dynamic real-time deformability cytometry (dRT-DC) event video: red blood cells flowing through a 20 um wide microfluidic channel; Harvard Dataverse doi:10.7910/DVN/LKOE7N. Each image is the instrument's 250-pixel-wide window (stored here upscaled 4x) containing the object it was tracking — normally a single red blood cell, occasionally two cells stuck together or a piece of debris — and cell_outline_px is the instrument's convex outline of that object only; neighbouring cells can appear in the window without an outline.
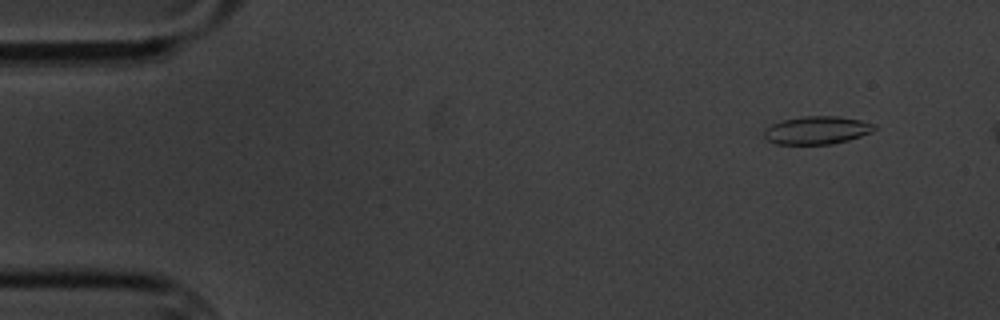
{"species": "common noctule bat (a hibernating species)", "species_latin": "Nyctalus noctula", "temperature_condition": "cold", "stored_images_in_passage": 8, "camera_frame_rate_fps": 3000, "um_per_image_px": 0.085, "animal": {"sex": "male", "body_mass_g": 20.1, "forearm_length_mm": 53.5}, "frame": {"image": 1, "passage_image": 2, "time_ms": 1.333, "image_size_px": [1000, 320], "cell_outline_px": [[876, 128], [872, 132], [848, 140], [832, 144], [776, 144], [768, 140], [764, 136], [764, 128], [772, 124], [784, 120], [804, 116], [840, 116], [860, 120], [876, 124]], "centroid_in_image_um": [69.45, 11.07], "position_along_channel_um": 15.6, "area_um2": 17.98}}
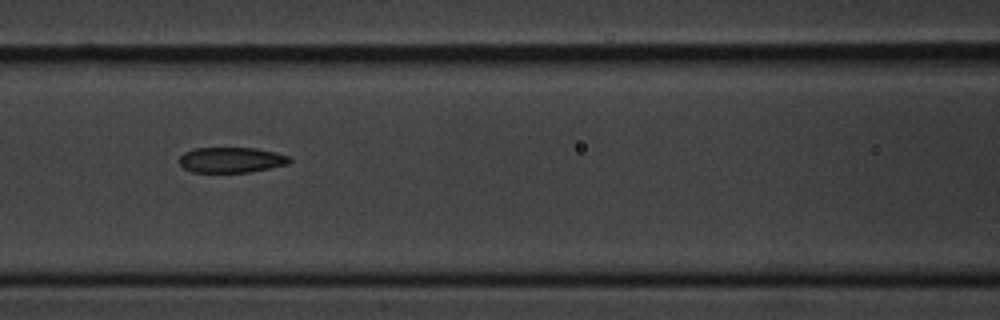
{"frame": {"image": 2, "passage_image": 7, "time_ms": 8.0, "image_size_px": [1000, 320], "cell_outline_px": [[292, 160], [288, 164], [248, 172], [192, 172], [184, 168], [180, 164], [180, 156], [184, 152], [196, 148], [256, 148], [276, 152], [288, 156]], "centroid_in_image_um": [19.66, 13.59], "position_along_channel_um": 146.9, "area_um2": 16.24}}
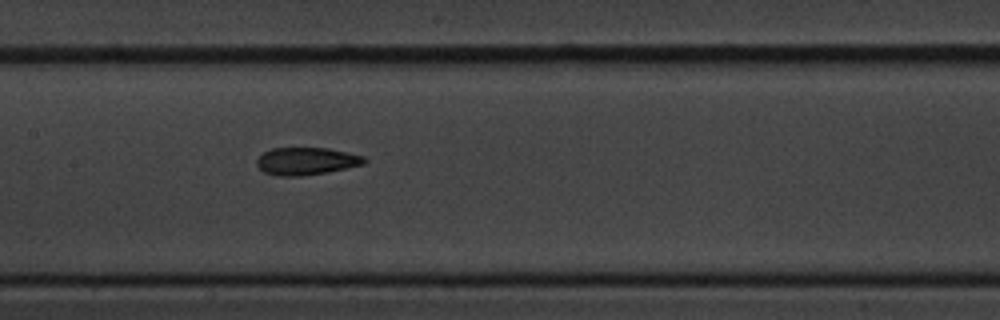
{"frame": {"image": 3, "passage_image": 8, "time_ms": 9.0, "image_size_px": [1000, 320], "cell_outline_px": [[368, 160], [364, 164], [328, 172], [304, 176], [276, 176], [264, 172], [256, 164], [256, 160], [264, 152], [272, 148], [328, 148], [364, 156]], "centroid_in_image_um": [26.04, 13.7], "position_along_channel_um": 181.4, "area_um2": 17.28}}